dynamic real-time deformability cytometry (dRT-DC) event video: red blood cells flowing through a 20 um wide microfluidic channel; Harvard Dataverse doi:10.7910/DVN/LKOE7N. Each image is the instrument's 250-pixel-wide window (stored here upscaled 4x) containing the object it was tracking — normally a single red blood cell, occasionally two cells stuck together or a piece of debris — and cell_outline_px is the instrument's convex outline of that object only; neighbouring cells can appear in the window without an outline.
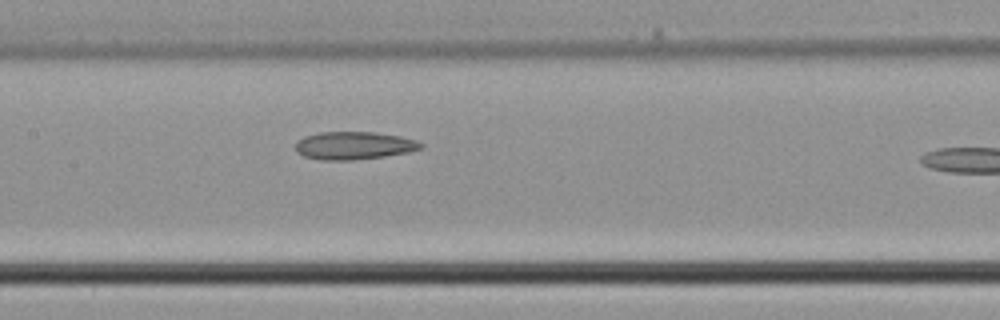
{"species": "common noctule bat (a hibernating species)", "species_latin": "Nyctalus noctula", "temperature_condition": "cold", "stored_images_in_passage": 7, "camera_frame_rate_fps": 3000, "um_per_image_px": 0.085, "animal": {"sex": "male", "body_mass_g": 21.5, "forearm_length_mm": 52.0}, "frame": {"image": 1, "passage_image": 7, "time_ms": 2.0, "image_size_px": [1000, 320], "cell_outline_px": [[424, 148], [408, 152], [384, 156], [352, 160], [320, 160], [304, 156], [296, 152], [296, 140], [304, 136], [320, 132], [372, 132], [400, 136], [416, 140], [424, 144]], "centroid_in_image_um": [30.07, 12.37], "position_along_channel_um": 177.3, "area_um2": 20.4}}